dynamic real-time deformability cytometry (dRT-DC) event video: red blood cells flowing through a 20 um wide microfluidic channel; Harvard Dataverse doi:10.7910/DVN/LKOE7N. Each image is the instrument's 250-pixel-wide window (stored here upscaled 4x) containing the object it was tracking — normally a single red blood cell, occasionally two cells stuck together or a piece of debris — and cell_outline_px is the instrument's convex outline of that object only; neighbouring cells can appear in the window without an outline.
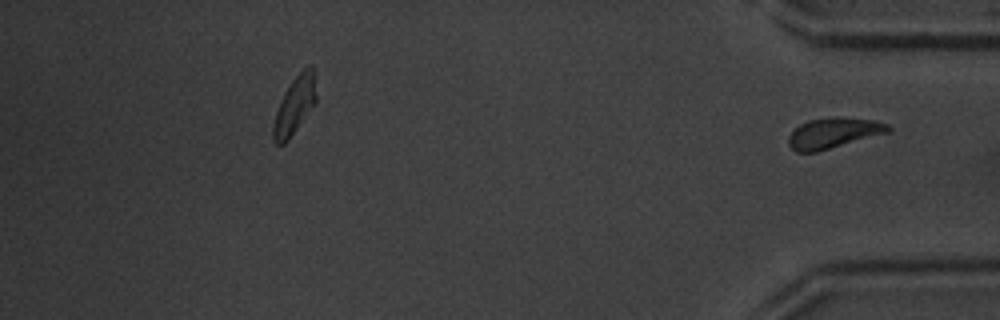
{"species": "common noctule bat (a hibernating species)", "species_latin": "Nyctalus noctula", "temperature_condition": "warm", "stored_images_in_passage": 29, "segment_of_instrument_passage": [2, 2], "camera_frame_rate_fps": 3000, "um_per_image_px": 0.085, "animal": {"sex": "male", "body_mass_g": 20.1, "forearm_length_mm": 53.5}, "frame": {"image": 1, "passage_image": 29, "time_ms": 9.333, "image_size_px": [1000, 320], "cell_outline_px": [[892, 128], [888, 132], [816, 152], [796, 152], [788, 144], [788, 136], [800, 124], [808, 120], [832, 116], [836, 116], [872, 120], [888, 124]], "centroid_in_image_um": [70.82, 11.29], "position_along_channel_um": 364.4, "area_um2": 17.57}}